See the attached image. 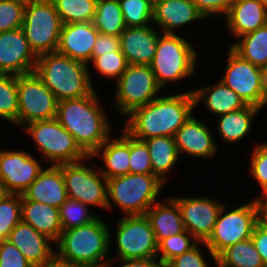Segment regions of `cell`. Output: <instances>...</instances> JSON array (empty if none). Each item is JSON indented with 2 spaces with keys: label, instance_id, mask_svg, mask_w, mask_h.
Returning <instances> with one entry per match:
<instances>
[{
  "label": "cell",
  "instance_id": "obj_1",
  "mask_svg": "<svg viewBox=\"0 0 267 267\" xmlns=\"http://www.w3.org/2000/svg\"><path fill=\"white\" fill-rule=\"evenodd\" d=\"M176 91H165L150 103L134 109L120 126L141 141L158 136L174 137L195 112L193 87L183 92L180 89Z\"/></svg>",
  "mask_w": 267,
  "mask_h": 267
},
{
  "label": "cell",
  "instance_id": "obj_2",
  "mask_svg": "<svg viewBox=\"0 0 267 267\" xmlns=\"http://www.w3.org/2000/svg\"><path fill=\"white\" fill-rule=\"evenodd\" d=\"M100 93L95 88L89 95L59 101L56 119L68 130L76 144L91 156L112 134L115 128L103 108ZM103 103V104H102Z\"/></svg>",
  "mask_w": 267,
  "mask_h": 267
},
{
  "label": "cell",
  "instance_id": "obj_3",
  "mask_svg": "<svg viewBox=\"0 0 267 267\" xmlns=\"http://www.w3.org/2000/svg\"><path fill=\"white\" fill-rule=\"evenodd\" d=\"M107 221L99 215L90 224L63 230L55 243L56 259L78 267H103L111 257Z\"/></svg>",
  "mask_w": 267,
  "mask_h": 267
},
{
  "label": "cell",
  "instance_id": "obj_4",
  "mask_svg": "<svg viewBox=\"0 0 267 267\" xmlns=\"http://www.w3.org/2000/svg\"><path fill=\"white\" fill-rule=\"evenodd\" d=\"M183 36L181 33L159 35L155 56L150 67L163 91L164 89L169 91V86H172L170 89L172 90L173 86H177L178 83L183 85L182 83H187L189 78L195 79L193 77H196L198 72L201 49L196 48L192 36Z\"/></svg>",
  "mask_w": 267,
  "mask_h": 267
},
{
  "label": "cell",
  "instance_id": "obj_5",
  "mask_svg": "<svg viewBox=\"0 0 267 267\" xmlns=\"http://www.w3.org/2000/svg\"><path fill=\"white\" fill-rule=\"evenodd\" d=\"M88 68V64L56 51L38 56L34 72L59 102L84 97L95 89Z\"/></svg>",
  "mask_w": 267,
  "mask_h": 267
},
{
  "label": "cell",
  "instance_id": "obj_6",
  "mask_svg": "<svg viewBox=\"0 0 267 267\" xmlns=\"http://www.w3.org/2000/svg\"><path fill=\"white\" fill-rule=\"evenodd\" d=\"M165 187V188H164ZM167 184L155 174H131L107 179V211L121 210L120 214L145 215L164 195ZM161 198H160V197ZM116 206V207H114Z\"/></svg>",
  "mask_w": 267,
  "mask_h": 267
},
{
  "label": "cell",
  "instance_id": "obj_7",
  "mask_svg": "<svg viewBox=\"0 0 267 267\" xmlns=\"http://www.w3.org/2000/svg\"><path fill=\"white\" fill-rule=\"evenodd\" d=\"M38 148L39 158L47 165L75 163L84 160L87 155L76 144L72 134L56 118L35 121L21 128ZM44 158V159H43Z\"/></svg>",
  "mask_w": 267,
  "mask_h": 267
},
{
  "label": "cell",
  "instance_id": "obj_8",
  "mask_svg": "<svg viewBox=\"0 0 267 267\" xmlns=\"http://www.w3.org/2000/svg\"><path fill=\"white\" fill-rule=\"evenodd\" d=\"M114 232H109L110 251L113 243L117 259L156 258L158 242L151 223L146 215H120L117 223H113ZM114 234V235H113ZM114 240V241H113Z\"/></svg>",
  "mask_w": 267,
  "mask_h": 267
},
{
  "label": "cell",
  "instance_id": "obj_9",
  "mask_svg": "<svg viewBox=\"0 0 267 267\" xmlns=\"http://www.w3.org/2000/svg\"><path fill=\"white\" fill-rule=\"evenodd\" d=\"M114 87L111 106L122 120L134 109L150 103L164 92L150 65H128Z\"/></svg>",
  "mask_w": 267,
  "mask_h": 267
},
{
  "label": "cell",
  "instance_id": "obj_10",
  "mask_svg": "<svg viewBox=\"0 0 267 267\" xmlns=\"http://www.w3.org/2000/svg\"><path fill=\"white\" fill-rule=\"evenodd\" d=\"M249 200L235 207L222 205L213 231L204 242L216 257L229 246L251 238L258 219L256 204L253 198Z\"/></svg>",
  "mask_w": 267,
  "mask_h": 267
},
{
  "label": "cell",
  "instance_id": "obj_11",
  "mask_svg": "<svg viewBox=\"0 0 267 267\" xmlns=\"http://www.w3.org/2000/svg\"><path fill=\"white\" fill-rule=\"evenodd\" d=\"M62 26V20L51 0L26 2L21 29L37 57L57 51Z\"/></svg>",
  "mask_w": 267,
  "mask_h": 267
},
{
  "label": "cell",
  "instance_id": "obj_12",
  "mask_svg": "<svg viewBox=\"0 0 267 267\" xmlns=\"http://www.w3.org/2000/svg\"><path fill=\"white\" fill-rule=\"evenodd\" d=\"M93 160L87 156L82 161L60 165L67 196L107 213V179L100 172L97 161Z\"/></svg>",
  "mask_w": 267,
  "mask_h": 267
},
{
  "label": "cell",
  "instance_id": "obj_13",
  "mask_svg": "<svg viewBox=\"0 0 267 267\" xmlns=\"http://www.w3.org/2000/svg\"><path fill=\"white\" fill-rule=\"evenodd\" d=\"M18 128L56 118L58 101L35 72L17 76Z\"/></svg>",
  "mask_w": 267,
  "mask_h": 267
},
{
  "label": "cell",
  "instance_id": "obj_14",
  "mask_svg": "<svg viewBox=\"0 0 267 267\" xmlns=\"http://www.w3.org/2000/svg\"><path fill=\"white\" fill-rule=\"evenodd\" d=\"M225 67L219 80L236 92L247 105L262 109L261 68L243 59L230 46L225 50Z\"/></svg>",
  "mask_w": 267,
  "mask_h": 267
},
{
  "label": "cell",
  "instance_id": "obj_15",
  "mask_svg": "<svg viewBox=\"0 0 267 267\" xmlns=\"http://www.w3.org/2000/svg\"><path fill=\"white\" fill-rule=\"evenodd\" d=\"M0 148V180L8 194L22 195L46 165L30 150Z\"/></svg>",
  "mask_w": 267,
  "mask_h": 267
},
{
  "label": "cell",
  "instance_id": "obj_16",
  "mask_svg": "<svg viewBox=\"0 0 267 267\" xmlns=\"http://www.w3.org/2000/svg\"><path fill=\"white\" fill-rule=\"evenodd\" d=\"M178 204L185 230L199 242H205L211 235L218 213L225 202L208 195L171 196Z\"/></svg>",
  "mask_w": 267,
  "mask_h": 267
},
{
  "label": "cell",
  "instance_id": "obj_17",
  "mask_svg": "<svg viewBox=\"0 0 267 267\" xmlns=\"http://www.w3.org/2000/svg\"><path fill=\"white\" fill-rule=\"evenodd\" d=\"M196 115L198 114L194 112L177 130L174 135L175 143L182 159L191 156L196 160H211L219 153L220 145L216 143V135H213L211 130L212 125L200 119V113Z\"/></svg>",
  "mask_w": 267,
  "mask_h": 267
},
{
  "label": "cell",
  "instance_id": "obj_18",
  "mask_svg": "<svg viewBox=\"0 0 267 267\" xmlns=\"http://www.w3.org/2000/svg\"><path fill=\"white\" fill-rule=\"evenodd\" d=\"M37 56L21 28L0 32V73L23 75L34 72Z\"/></svg>",
  "mask_w": 267,
  "mask_h": 267
},
{
  "label": "cell",
  "instance_id": "obj_19",
  "mask_svg": "<svg viewBox=\"0 0 267 267\" xmlns=\"http://www.w3.org/2000/svg\"><path fill=\"white\" fill-rule=\"evenodd\" d=\"M195 22H206V25L208 21L192 0H154L153 25L161 33L179 34L184 27L187 29Z\"/></svg>",
  "mask_w": 267,
  "mask_h": 267
},
{
  "label": "cell",
  "instance_id": "obj_20",
  "mask_svg": "<svg viewBox=\"0 0 267 267\" xmlns=\"http://www.w3.org/2000/svg\"><path fill=\"white\" fill-rule=\"evenodd\" d=\"M6 240L14 244L34 267H42L56 258L55 242L22 220Z\"/></svg>",
  "mask_w": 267,
  "mask_h": 267
},
{
  "label": "cell",
  "instance_id": "obj_21",
  "mask_svg": "<svg viewBox=\"0 0 267 267\" xmlns=\"http://www.w3.org/2000/svg\"><path fill=\"white\" fill-rule=\"evenodd\" d=\"M216 81V82H215ZM214 83L204 82V86L193 87V94L195 98V112L198 107H204L205 112L212 119L238 111L247 106L244 100L232 89L225 86L218 78ZM203 86V87H202ZM203 105V106H202ZM208 112L210 115H208ZM213 115V116H211Z\"/></svg>",
  "mask_w": 267,
  "mask_h": 267
},
{
  "label": "cell",
  "instance_id": "obj_22",
  "mask_svg": "<svg viewBox=\"0 0 267 267\" xmlns=\"http://www.w3.org/2000/svg\"><path fill=\"white\" fill-rule=\"evenodd\" d=\"M161 32L153 24L126 27L120 35V47L128 65H150Z\"/></svg>",
  "mask_w": 267,
  "mask_h": 267
},
{
  "label": "cell",
  "instance_id": "obj_23",
  "mask_svg": "<svg viewBox=\"0 0 267 267\" xmlns=\"http://www.w3.org/2000/svg\"><path fill=\"white\" fill-rule=\"evenodd\" d=\"M116 131L91 155L101 160L98 168L106 179L129 173L130 134L120 126Z\"/></svg>",
  "mask_w": 267,
  "mask_h": 267
},
{
  "label": "cell",
  "instance_id": "obj_24",
  "mask_svg": "<svg viewBox=\"0 0 267 267\" xmlns=\"http://www.w3.org/2000/svg\"><path fill=\"white\" fill-rule=\"evenodd\" d=\"M98 34L92 22L63 24L57 52L89 65Z\"/></svg>",
  "mask_w": 267,
  "mask_h": 267
},
{
  "label": "cell",
  "instance_id": "obj_25",
  "mask_svg": "<svg viewBox=\"0 0 267 267\" xmlns=\"http://www.w3.org/2000/svg\"><path fill=\"white\" fill-rule=\"evenodd\" d=\"M221 23L227 35L233 37V43L242 35L267 24V8L259 0H235Z\"/></svg>",
  "mask_w": 267,
  "mask_h": 267
},
{
  "label": "cell",
  "instance_id": "obj_26",
  "mask_svg": "<svg viewBox=\"0 0 267 267\" xmlns=\"http://www.w3.org/2000/svg\"><path fill=\"white\" fill-rule=\"evenodd\" d=\"M68 199L61 166L48 165L39 173L21 200H32L59 209Z\"/></svg>",
  "mask_w": 267,
  "mask_h": 267
},
{
  "label": "cell",
  "instance_id": "obj_27",
  "mask_svg": "<svg viewBox=\"0 0 267 267\" xmlns=\"http://www.w3.org/2000/svg\"><path fill=\"white\" fill-rule=\"evenodd\" d=\"M263 112L262 109L253 105H247L246 107L231 113H226L216 117V129H212L213 132L230 147L244 141L245 138H249L250 134H253L255 120L258 118V114ZM253 128V129H252ZM215 130V131H214Z\"/></svg>",
  "mask_w": 267,
  "mask_h": 267
},
{
  "label": "cell",
  "instance_id": "obj_28",
  "mask_svg": "<svg viewBox=\"0 0 267 267\" xmlns=\"http://www.w3.org/2000/svg\"><path fill=\"white\" fill-rule=\"evenodd\" d=\"M167 197L164 196L155 202L145 214L151 223L158 243L170 235H178L185 231L177 202L170 195Z\"/></svg>",
  "mask_w": 267,
  "mask_h": 267
},
{
  "label": "cell",
  "instance_id": "obj_29",
  "mask_svg": "<svg viewBox=\"0 0 267 267\" xmlns=\"http://www.w3.org/2000/svg\"><path fill=\"white\" fill-rule=\"evenodd\" d=\"M21 217L23 222L55 243L59 240L62 233L59 209L37 201L21 200Z\"/></svg>",
  "mask_w": 267,
  "mask_h": 267
},
{
  "label": "cell",
  "instance_id": "obj_30",
  "mask_svg": "<svg viewBox=\"0 0 267 267\" xmlns=\"http://www.w3.org/2000/svg\"><path fill=\"white\" fill-rule=\"evenodd\" d=\"M143 142L147 145L150 154L153 174L168 185L169 175H172L179 162L183 161L174 137L158 136L145 139Z\"/></svg>",
  "mask_w": 267,
  "mask_h": 267
},
{
  "label": "cell",
  "instance_id": "obj_31",
  "mask_svg": "<svg viewBox=\"0 0 267 267\" xmlns=\"http://www.w3.org/2000/svg\"><path fill=\"white\" fill-rule=\"evenodd\" d=\"M238 55L262 68L267 65V24L228 43Z\"/></svg>",
  "mask_w": 267,
  "mask_h": 267
},
{
  "label": "cell",
  "instance_id": "obj_32",
  "mask_svg": "<svg viewBox=\"0 0 267 267\" xmlns=\"http://www.w3.org/2000/svg\"><path fill=\"white\" fill-rule=\"evenodd\" d=\"M217 267H266L251 238L237 242L217 256Z\"/></svg>",
  "mask_w": 267,
  "mask_h": 267
},
{
  "label": "cell",
  "instance_id": "obj_33",
  "mask_svg": "<svg viewBox=\"0 0 267 267\" xmlns=\"http://www.w3.org/2000/svg\"><path fill=\"white\" fill-rule=\"evenodd\" d=\"M92 24L100 33L120 37L126 25L119 0H97Z\"/></svg>",
  "mask_w": 267,
  "mask_h": 267
},
{
  "label": "cell",
  "instance_id": "obj_34",
  "mask_svg": "<svg viewBox=\"0 0 267 267\" xmlns=\"http://www.w3.org/2000/svg\"><path fill=\"white\" fill-rule=\"evenodd\" d=\"M127 66L128 64L121 50L108 52L101 56H97L88 65L90 81L93 85L94 83L92 82V79L94 77L93 72L95 71V77H97L96 75H99L100 78H106V81L110 80L112 83L113 81L116 82L119 77L124 73Z\"/></svg>",
  "mask_w": 267,
  "mask_h": 267
},
{
  "label": "cell",
  "instance_id": "obj_35",
  "mask_svg": "<svg viewBox=\"0 0 267 267\" xmlns=\"http://www.w3.org/2000/svg\"><path fill=\"white\" fill-rule=\"evenodd\" d=\"M0 119L18 128L17 76L0 73Z\"/></svg>",
  "mask_w": 267,
  "mask_h": 267
},
{
  "label": "cell",
  "instance_id": "obj_36",
  "mask_svg": "<svg viewBox=\"0 0 267 267\" xmlns=\"http://www.w3.org/2000/svg\"><path fill=\"white\" fill-rule=\"evenodd\" d=\"M62 23L92 22L97 0H51Z\"/></svg>",
  "mask_w": 267,
  "mask_h": 267
},
{
  "label": "cell",
  "instance_id": "obj_37",
  "mask_svg": "<svg viewBox=\"0 0 267 267\" xmlns=\"http://www.w3.org/2000/svg\"><path fill=\"white\" fill-rule=\"evenodd\" d=\"M100 214L82 202L68 198L59 207V218L63 230L84 226L94 221Z\"/></svg>",
  "mask_w": 267,
  "mask_h": 267
},
{
  "label": "cell",
  "instance_id": "obj_38",
  "mask_svg": "<svg viewBox=\"0 0 267 267\" xmlns=\"http://www.w3.org/2000/svg\"><path fill=\"white\" fill-rule=\"evenodd\" d=\"M126 27L153 24L154 0H119Z\"/></svg>",
  "mask_w": 267,
  "mask_h": 267
},
{
  "label": "cell",
  "instance_id": "obj_39",
  "mask_svg": "<svg viewBox=\"0 0 267 267\" xmlns=\"http://www.w3.org/2000/svg\"><path fill=\"white\" fill-rule=\"evenodd\" d=\"M198 242L199 241L187 230L178 235H170L168 238H164L158 243L157 257L165 266L176 256L189 251Z\"/></svg>",
  "mask_w": 267,
  "mask_h": 267
},
{
  "label": "cell",
  "instance_id": "obj_40",
  "mask_svg": "<svg viewBox=\"0 0 267 267\" xmlns=\"http://www.w3.org/2000/svg\"><path fill=\"white\" fill-rule=\"evenodd\" d=\"M21 220V195L7 194L0 200V240L7 239Z\"/></svg>",
  "mask_w": 267,
  "mask_h": 267
},
{
  "label": "cell",
  "instance_id": "obj_41",
  "mask_svg": "<svg viewBox=\"0 0 267 267\" xmlns=\"http://www.w3.org/2000/svg\"><path fill=\"white\" fill-rule=\"evenodd\" d=\"M253 149L250 152V159L248 172L251 180H255L256 186L259 189L260 194L267 191V140L256 144L252 141L250 144ZM260 187V188H259Z\"/></svg>",
  "mask_w": 267,
  "mask_h": 267
},
{
  "label": "cell",
  "instance_id": "obj_42",
  "mask_svg": "<svg viewBox=\"0 0 267 267\" xmlns=\"http://www.w3.org/2000/svg\"><path fill=\"white\" fill-rule=\"evenodd\" d=\"M203 251L206 253H204ZM205 254L209 256V258ZM214 266L217 267V257L211 252V250L207 247V245L204 242H198L189 251L179 256H176L174 259L169 261L164 267H214Z\"/></svg>",
  "mask_w": 267,
  "mask_h": 267
},
{
  "label": "cell",
  "instance_id": "obj_43",
  "mask_svg": "<svg viewBox=\"0 0 267 267\" xmlns=\"http://www.w3.org/2000/svg\"><path fill=\"white\" fill-rule=\"evenodd\" d=\"M26 2L0 0V32L21 28L24 20Z\"/></svg>",
  "mask_w": 267,
  "mask_h": 267
},
{
  "label": "cell",
  "instance_id": "obj_44",
  "mask_svg": "<svg viewBox=\"0 0 267 267\" xmlns=\"http://www.w3.org/2000/svg\"><path fill=\"white\" fill-rule=\"evenodd\" d=\"M130 167L131 174H153L151 158L147 145L130 135Z\"/></svg>",
  "mask_w": 267,
  "mask_h": 267
},
{
  "label": "cell",
  "instance_id": "obj_45",
  "mask_svg": "<svg viewBox=\"0 0 267 267\" xmlns=\"http://www.w3.org/2000/svg\"><path fill=\"white\" fill-rule=\"evenodd\" d=\"M199 12L210 23L223 20L235 0H192Z\"/></svg>",
  "mask_w": 267,
  "mask_h": 267
},
{
  "label": "cell",
  "instance_id": "obj_46",
  "mask_svg": "<svg viewBox=\"0 0 267 267\" xmlns=\"http://www.w3.org/2000/svg\"><path fill=\"white\" fill-rule=\"evenodd\" d=\"M0 267H34L8 240H0Z\"/></svg>",
  "mask_w": 267,
  "mask_h": 267
},
{
  "label": "cell",
  "instance_id": "obj_47",
  "mask_svg": "<svg viewBox=\"0 0 267 267\" xmlns=\"http://www.w3.org/2000/svg\"><path fill=\"white\" fill-rule=\"evenodd\" d=\"M120 50V37L99 32L93 47L92 61L97 56Z\"/></svg>",
  "mask_w": 267,
  "mask_h": 267
},
{
  "label": "cell",
  "instance_id": "obj_48",
  "mask_svg": "<svg viewBox=\"0 0 267 267\" xmlns=\"http://www.w3.org/2000/svg\"><path fill=\"white\" fill-rule=\"evenodd\" d=\"M103 267H164V265L158 257L145 259L110 258Z\"/></svg>",
  "mask_w": 267,
  "mask_h": 267
},
{
  "label": "cell",
  "instance_id": "obj_49",
  "mask_svg": "<svg viewBox=\"0 0 267 267\" xmlns=\"http://www.w3.org/2000/svg\"><path fill=\"white\" fill-rule=\"evenodd\" d=\"M251 239L265 266L267 267V227H264L257 222Z\"/></svg>",
  "mask_w": 267,
  "mask_h": 267
},
{
  "label": "cell",
  "instance_id": "obj_50",
  "mask_svg": "<svg viewBox=\"0 0 267 267\" xmlns=\"http://www.w3.org/2000/svg\"><path fill=\"white\" fill-rule=\"evenodd\" d=\"M256 208L258 223L264 227H267V191L258 194L256 197L252 196Z\"/></svg>",
  "mask_w": 267,
  "mask_h": 267
},
{
  "label": "cell",
  "instance_id": "obj_51",
  "mask_svg": "<svg viewBox=\"0 0 267 267\" xmlns=\"http://www.w3.org/2000/svg\"><path fill=\"white\" fill-rule=\"evenodd\" d=\"M262 110L267 108V65L261 68Z\"/></svg>",
  "mask_w": 267,
  "mask_h": 267
},
{
  "label": "cell",
  "instance_id": "obj_52",
  "mask_svg": "<svg viewBox=\"0 0 267 267\" xmlns=\"http://www.w3.org/2000/svg\"><path fill=\"white\" fill-rule=\"evenodd\" d=\"M42 267H78V266H73L70 264L62 263L55 258L52 262L47 263L46 265H44Z\"/></svg>",
  "mask_w": 267,
  "mask_h": 267
},
{
  "label": "cell",
  "instance_id": "obj_53",
  "mask_svg": "<svg viewBox=\"0 0 267 267\" xmlns=\"http://www.w3.org/2000/svg\"><path fill=\"white\" fill-rule=\"evenodd\" d=\"M7 194L8 193H7V191H6L5 187H4V184L0 180V200H2Z\"/></svg>",
  "mask_w": 267,
  "mask_h": 267
},
{
  "label": "cell",
  "instance_id": "obj_54",
  "mask_svg": "<svg viewBox=\"0 0 267 267\" xmlns=\"http://www.w3.org/2000/svg\"><path fill=\"white\" fill-rule=\"evenodd\" d=\"M267 8V0H259Z\"/></svg>",
  "mask_w": 267,
  "mask_h": 267
}]
</instances>
